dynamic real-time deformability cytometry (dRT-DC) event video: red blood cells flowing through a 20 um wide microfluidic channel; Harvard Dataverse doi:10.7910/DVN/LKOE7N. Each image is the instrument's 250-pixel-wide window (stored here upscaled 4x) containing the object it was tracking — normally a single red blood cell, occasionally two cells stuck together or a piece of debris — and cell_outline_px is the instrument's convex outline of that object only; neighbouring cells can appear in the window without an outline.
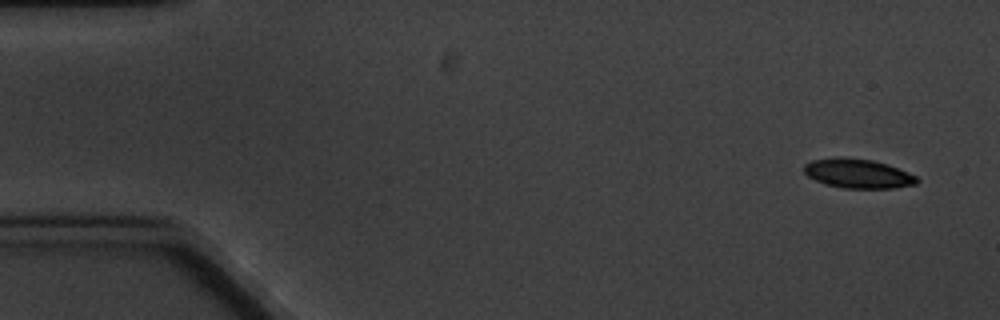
{"species": "common noctule bat (a hibernating species)", "species_latin": "Nyctalus noctula", "temperature_condition": "cold", "stored_images_in_passage": 5, "camera_frame_rate_fps": 3000, "um_per_image_px": 0.085, "animal": {"sex": "male", "body_mass_g": 20.1, "forearm_length_mm": 53.5}, "frame": {"image": 1, "passage_image": 1, "time_ms": 0.0, "image_size_px": [1000, 320], "cell_outline_px": [[920, 180], [916, 184], [892, 188], [844, 188], [828, 184], [816, 180], [808, 176], [804, 172], [804, 164], [812, 160], [836, 156], [840, 156], [872, 160], [888, 164], [908, 172], [916, 176]], "centroid_in_image_um": [72.93, 14.73], "position_along_channel_um": 12.1, "area_um2": 19.31}}
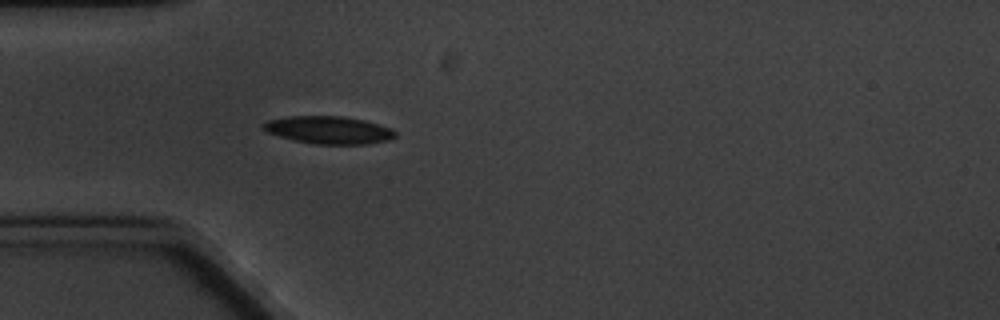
{"frame": {"image": 2, "passage_image": 5, "time_ms": 4.667, "image_size_px": [1000, 320], "cell_outline_px": [[396, 136], [388, 140], [368, 144], [316, 144], [296, 140], [280, 136], [268, 132], [260, 124], [268, 120], [288, 116], [344, 116], [364, 120], [392, 128], [396, 132]], "centroid_in_image_um": [27.97, 11.04], "position_along_channel_um": 57.0, "area_um2": 21.15}}